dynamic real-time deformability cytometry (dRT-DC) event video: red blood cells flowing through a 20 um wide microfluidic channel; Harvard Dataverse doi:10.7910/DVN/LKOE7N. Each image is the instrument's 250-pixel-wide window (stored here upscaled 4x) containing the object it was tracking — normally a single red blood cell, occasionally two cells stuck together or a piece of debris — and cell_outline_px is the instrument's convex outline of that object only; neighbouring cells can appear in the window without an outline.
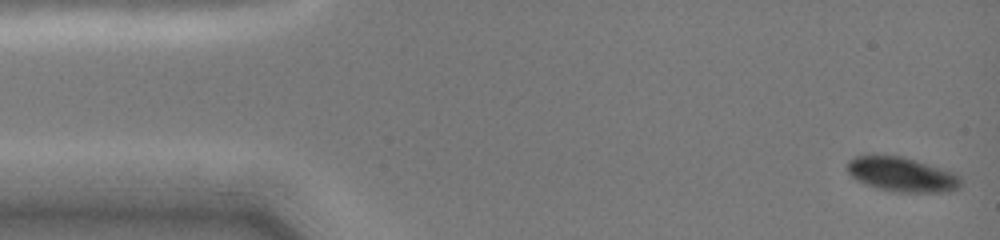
{"species": "common noctule bat (a hibernating species)", "species_latin": "Nyctalus noctula", "temperature_condition": "cold", "stored_images_in_passage": 57, "camera_frame_rate_fps": 3000, "um_per_image_px": 0.085, "animal": {"sex": "female", "body_mass_g": 19.0, "forearm_length_mm": 51.5}, "frame": {"image": 1, "passage_image": 1, "time_ms": 0.0, "image_size_px": [1000, 240], "cell_outline_px": [[960, 188], [948, 192], [896, 192], [864, 184], [856, 180], [848, 172], [848, 160], [856, 156], [904, 156], [956, 172], [960, 176]], "centroid_in_image_um": [76.71, 14.83], "position_along_channel_um": 8.3, "area_um2": 22.89}}
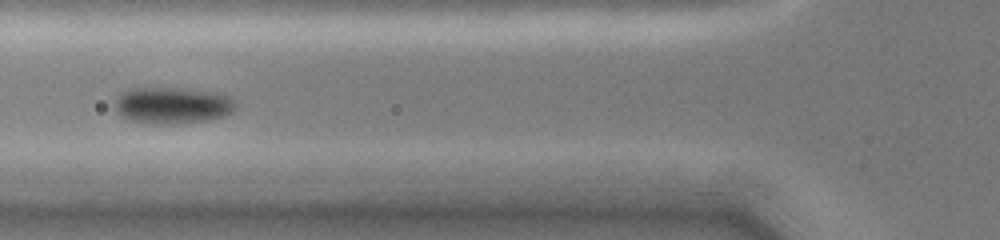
{"frame": {"image": 2, "passage_image": 25, "time_ms": 5.333, "image_size_px": [1000, 240], "cell_outline_px": [[236, 108], [232, 112], [224, 116], [208, 120], [180, 124], [152, 124], [132, 120], [116, 112], [116, 96], [120, 92], [128, 88], [184, 88], [216, 92], [232, 96], [236, 100]], "centroid_in_image_um": [14.7, 8.94], "position_along_channel_um": 111.1, "area_um2": 26.18}}
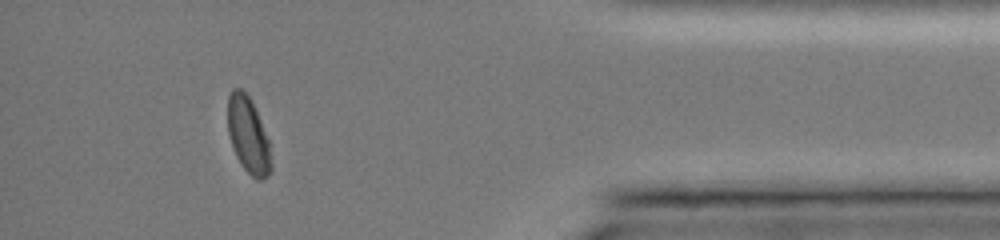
{"frame": {"image": 3, "passage_image": 49, "time_ms": 13.667, "image_size_px": [1000, 240], "cell_outline_px": [[272, 172], [264, 180], [256, 180], [244, 168], [236, 156], [228, 132], [228, 96], [232, 88], [240, 88], [252, 100], [268, 140], [272, 164]], "centroid_in_image_um": [21.11, 11.52], "position_along_channel_um": 414.1, "area_um2": 19.19}, "authors_computed_cell_mechanics": {"area_um2": 23.3512, "velocity_mm_per_s": 4.0003, "shape_relaxation_time_tau1_ms": 1.71, "shape_relaxation_time_tau2_ms": null, "deformation_change_tau1": 0.0781, "deformation_change_tau2": null}}